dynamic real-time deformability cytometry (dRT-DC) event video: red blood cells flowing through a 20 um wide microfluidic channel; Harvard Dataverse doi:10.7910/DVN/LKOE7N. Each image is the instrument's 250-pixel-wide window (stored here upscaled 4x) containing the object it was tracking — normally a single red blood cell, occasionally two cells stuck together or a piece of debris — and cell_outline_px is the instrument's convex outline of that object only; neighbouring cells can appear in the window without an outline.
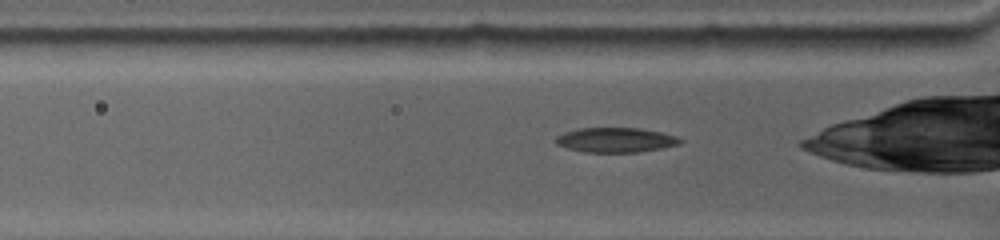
{"species": "common noctule bat (a hibernating species)", "species_latin": "Nyctalus noctula", "temperature_condition": "warm", "stored_images_in_passage": 59, "camera_frame_rate_fps": 4500, "um_per_image_px": 0.085, "animal": {"sex": "female", "body_mass_g": 19.0, "forearm_length_mm": 53.3}, "frame": {"image": 1, "passage_image": 4, "time_ms": 0.667, "image_size_px": [1000, 240], "cell_outline_px": [[684, 140], [680, 144], [664, 148], [640, 152], [584, 152], [568, 148], [556, 144], [556, 136], [564, 132], [580, 128], [636, 128], [660, 132], [676, 136]], "centroid_in_image_um": [52.35, 11.9], "position_along_channel_um": 73.4, "area_um2": 17.92}}
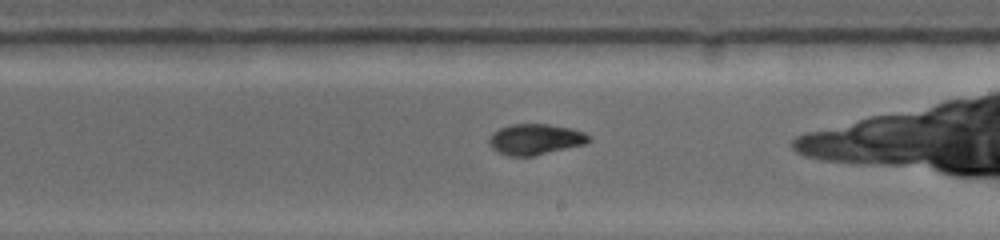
{"frame": {"image": 2, "passage_image": 25, "time_ms": 5.333, "image_size_px": [1000, 240], "cell_outline_px": [[592, 140], [584, 144], [536, 156], [504, 156], [496, 152], [488, 144], [488, 140], [500, 128], [512, 124], [548, 124], [572, 128], [584, 132]], "centroid_in_image_um": [45.5, 11.86], "position_along_channel_um": 243.5, "area_um2": 17.98}}
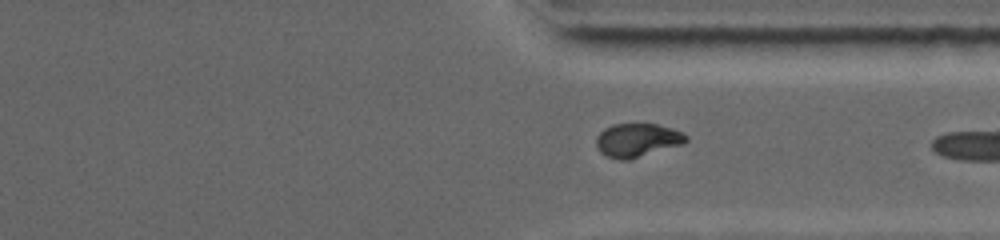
{"frame": {"image": 3, "passage_image": 39, "time_ms": 8.444, "image_size_px": [1000, 240], "cell_outline_px": [[688, 140], [684, 144], [628, 160], [616, 160], [600, 152], [596, 144], [596, 136], [604, 128], [612, 124], [656, 124], [672, 128], [688, 136]], "centroid_in_image_um": [54.16, 11.92], "position_along_channel_um": 357.2, "area_um2": 17.63}}